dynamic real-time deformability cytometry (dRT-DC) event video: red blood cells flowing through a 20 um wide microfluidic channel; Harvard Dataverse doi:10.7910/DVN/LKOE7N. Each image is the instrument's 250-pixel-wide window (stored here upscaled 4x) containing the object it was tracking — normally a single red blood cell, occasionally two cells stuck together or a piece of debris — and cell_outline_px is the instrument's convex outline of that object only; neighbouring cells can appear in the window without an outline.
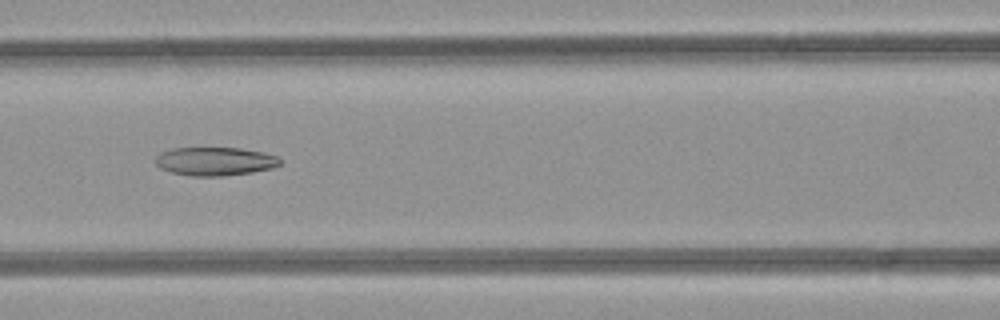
{"species": "common noctule bat (a hibernating species)", "species_latin": "Nyctalus noctula", "temperature_condition": "room temperature", "stored_images_in_passage": 47, "camera_frame_rate_fps": 3000, "um_per_image_px": 0.085, "animal": {"sex": "female", "body_mass_g": 21.9}, "frame": {"image": 1, "passage_image": 22, "time_ms": 7.0, "image_size_px": [1000, 320], "cell_outline_px": [[284, 160], [280, 164], [272, 168], [252, 172], [224, 176], [188, 176], [172, 172], [160, 168], [156, 164], [156, 156], [160, 152], [172, 148], [240, 148], [260, 152], [276, 156]], "centroid_in_image_um": [18.27, 13.72], "position_along_channel_um": 148.3, "area_um2": 20.69}}
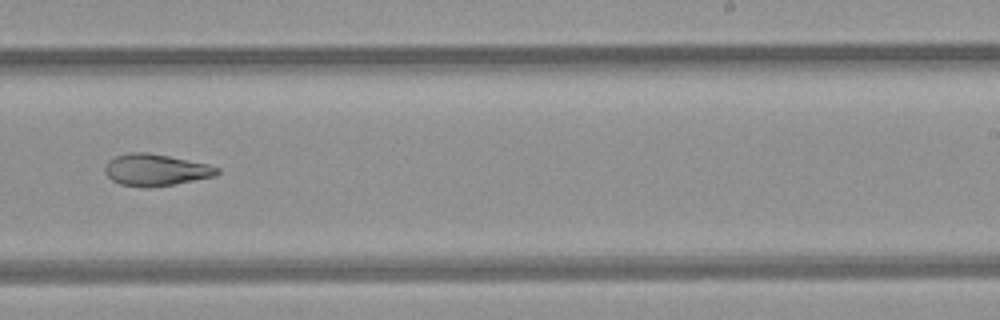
{"frame": {"image": 2, "passage_image": 31, "time_ms": 10.0, "image_size_px": [1000, 320], "cell_outline_px": [[220, 172], [216, 176], [176, 184], [148, 188], [120, 184], [112, 180], [104, 172], [104, 168], [108, 160], [116, 156], [128, 152], [148, 152], [208, 164], [220, 168]], "centroid_in_image_um": [13.24, 14.45], "position_along_channel_um": 275.8, "area_um2": 20.92}}
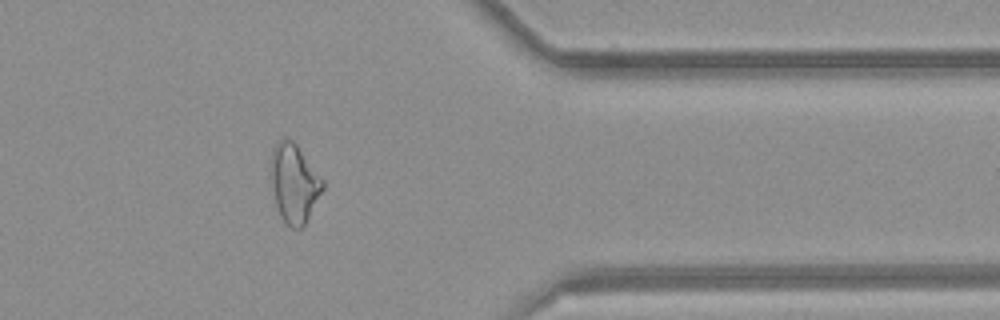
{"frame": {"image": 3, "passage_image": 40, "time_ms": 13.0, "image_size_px": [1000, 320], "cell_outline_px": [[324, 188], [304, 224], [300, 228], [292, 228], [280, 216], [276, 204], [272, 188], [268, 168], [272, 148], [284, 136], [292, 140], [296, 144], [324, 180]], "centroid_in_image_um": [24.97, 15.52], "position_along_channel_um": 386.4, "area_um2": 23.87}}